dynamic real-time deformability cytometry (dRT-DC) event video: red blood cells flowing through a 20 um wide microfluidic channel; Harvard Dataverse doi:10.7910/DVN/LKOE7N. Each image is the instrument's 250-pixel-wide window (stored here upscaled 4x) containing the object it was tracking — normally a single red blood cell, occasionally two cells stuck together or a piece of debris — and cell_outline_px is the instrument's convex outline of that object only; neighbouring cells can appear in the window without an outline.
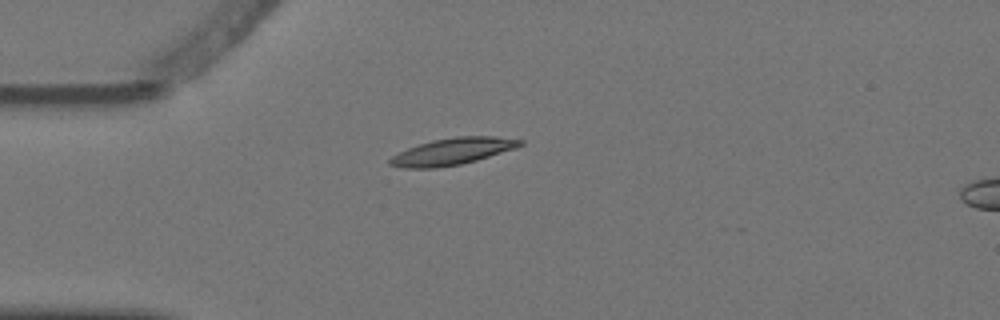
{"species": "Egyptian fruit bat (a non-hibernating species)", "species_latin": "Rousettus aegyptiacus", "temperature_condition": "warm", "stored_images_in_passage": 3, "camera_frame_rate_fps": 3000, "um_per_image_px": 0.085, "animal": {"sex": "female"}, "frame": {"image": 1, "passage_image": 2, "time_ms": 0.333, "image_size_px": [1000, 320], "cell_outline_px": [[524, 144], [516, 148], [476, 160], [460, 164], [436, 168], [404, 168], [388, 164], [388, 160], [392, 156], [408, 148], [432, 140], [456, 136], [496, 136], [524, 140]], "centroid_in_image_um": [38.48, 12.86], "position_along_channel_um": 46.5, "area_um2": 20.23}}